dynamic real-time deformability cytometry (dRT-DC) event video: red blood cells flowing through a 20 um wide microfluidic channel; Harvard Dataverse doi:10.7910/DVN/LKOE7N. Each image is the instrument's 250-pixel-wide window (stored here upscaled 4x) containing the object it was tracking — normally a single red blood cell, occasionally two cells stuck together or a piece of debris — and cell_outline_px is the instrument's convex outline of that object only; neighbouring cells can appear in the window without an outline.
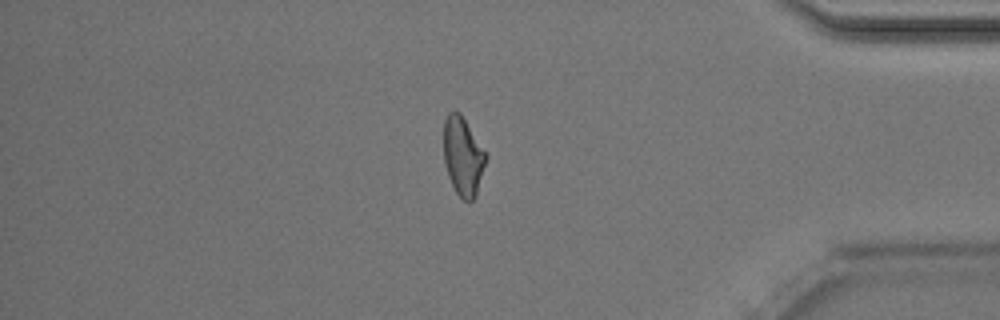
{"species": "Egyptian fruit bat (a non-hibernating species)", "species_latin": "Rousettus aegyptiacus", "temperature_condition": "room temperature", "stored_images_in_passage": 50, "camera_frame_rate_fps": 3000, "um_per_image_px": 0.085, "animal": {"sex": "male"}, "frame": {"image": 1, "passage_image": 43, "time_ms": 14.0, "image_size_px": [1000, 320], "cell_outline_px": [[488, 156], [476, 196], [472, 200], [464, 200], [456, 192], [448, 176], [444, 164], [444, 120], [448, 112], [460, 112]], "centroid_in_image_um": [39.35, 13.28], "position_along_channel_um": 395.8, "area_um2": 19.25}, "authors_computed_cell_mechanics": {"area_um2": 20.1722, "velocity_mm_per_s": 4.0324, "shape_relaxation_time_tau1_ms": 8.2202, "shape_relaxation_time_tau2_ms": 2.1068, "deformation_change_tau1": 0.1872, "deformation_change_tau2": 0.1004}}